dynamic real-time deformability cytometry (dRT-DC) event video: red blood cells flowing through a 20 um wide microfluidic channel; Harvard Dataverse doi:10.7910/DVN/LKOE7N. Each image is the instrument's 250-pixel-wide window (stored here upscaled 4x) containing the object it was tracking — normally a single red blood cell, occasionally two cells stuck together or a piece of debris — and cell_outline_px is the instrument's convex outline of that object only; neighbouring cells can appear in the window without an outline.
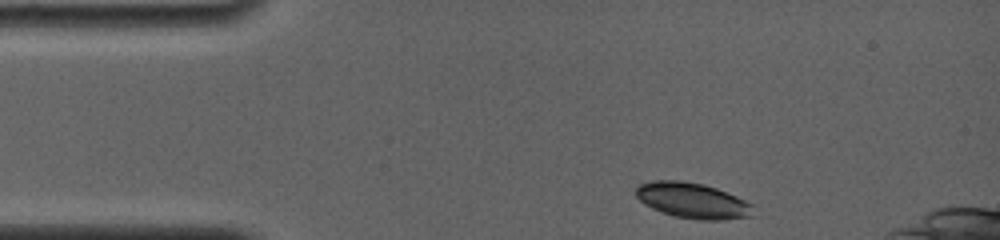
{"species": "common noctule bat (a hibernating species)", "species_latin": "Nyctalus noctula", "temperature_condition": "room temperature", "stored_images_in_passage": 7, "camera_frame_rate_fps": 4000, "um_per_image_px": 0.085, "animal": {"sex": "female", "body_mass_g": 19.0, "forearm_length_mm": 56.7}, "frame": {"image": 1, "passage_image": 1, "time_ms": 0.0, "image_size_px": [1000, 240], "cell_outline_px": [[752, 216], [724, 220], [700, 220], [672, 216], [660, 212], [644, 204], [636, 196], [636, 188], [640, 184], [652, 180], [680, 180], [704, 184], [716, 188], [736, 196], [752, 204]], "centroid_in_image_um": [58.84, 17.05], "position_along_channel_um": 26.2, "area_um2": 24.39}}
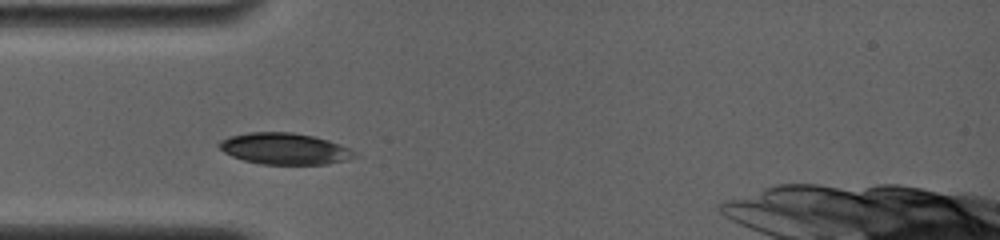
{"frame": {"image": 2, "passage_image": 5, "time_ms": 2.25, "image_size_px": [1000, 240], "cell_outline_px": [[356, 156], [348, 160], [328, 164], [260, 164], [244, 160], [232, 156], [224, 152], [216, 144], [220, 140], [228, 136], [248, 132], [292, 132], [312, 136], [328, 140], [340, 144], [356, 152]], "centroid_in_image_um": [24.17, 12.64], "position_along_channel_um": 60.8, "area_um2": 24.85}}
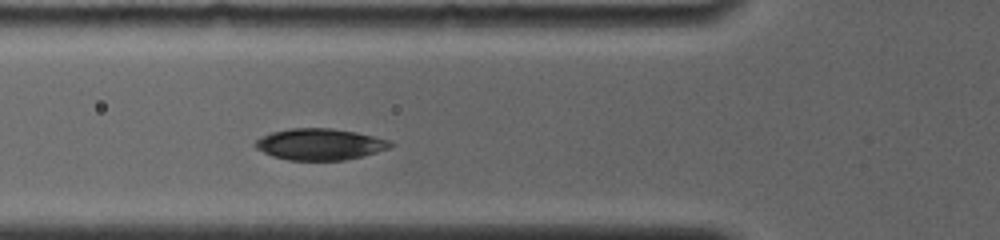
{"frame": {"image": 3, "passage_image": 7, "time_ms": 3.25, "image_size_px": [1000, 240], "cell_outline_px": [[396, 144], [388, 148], [376, 152], [344, 160], [288, 160], [272, 156], [256, 148], [252, 144], [260, 136], [272, 132], [288, 128], [332, 128], [356, 132], [388, 140]], "centroid_in_image_um": [27.14, 12.25], "position_along_channel_um": 98.7, "area_um2": 24.68}}